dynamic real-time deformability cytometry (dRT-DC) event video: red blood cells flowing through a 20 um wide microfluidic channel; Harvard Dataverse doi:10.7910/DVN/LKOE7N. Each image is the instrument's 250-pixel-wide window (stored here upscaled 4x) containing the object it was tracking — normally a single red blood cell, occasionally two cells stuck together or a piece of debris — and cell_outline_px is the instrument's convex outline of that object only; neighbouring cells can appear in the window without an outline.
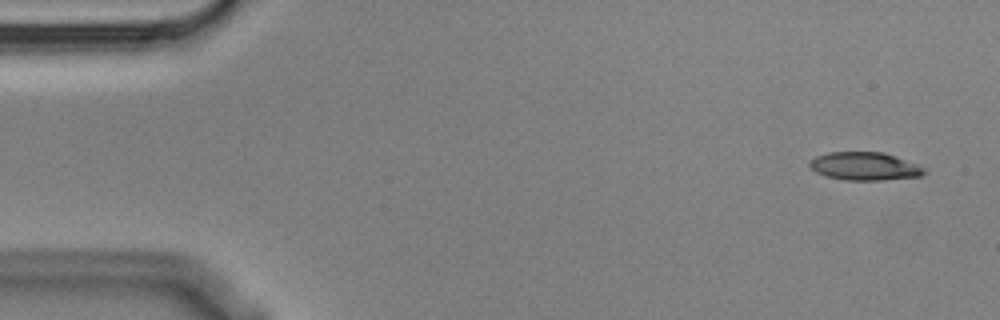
{"species": "Egyptian fruit bat (a non-hibernating species)", "species_latin": "Rousettus aegyptiacus", "temperature_condition": "cold", "stored_images_in_passage": 3, "camera_frame_rate_fps": 3000, "um_per_image_px": 0.085, "animal": {"sex": "male"}, "frame": {"image": 1, "passage_image": 1, "time_ms": 0.0, "image_size_px": [1000, 320], "cell_outline_px": [[928, 172], [920, 176], [880, 180], [844, 180], [828, 176], [816, 172], [808, 164], [816, 156], [828, 152], [884, 152], [896, 156], [928, 168]], "centroid_in_image_um": [73.56, 14.12], "position_along_channel_um": 11.4, "area_um2": 18.79}}